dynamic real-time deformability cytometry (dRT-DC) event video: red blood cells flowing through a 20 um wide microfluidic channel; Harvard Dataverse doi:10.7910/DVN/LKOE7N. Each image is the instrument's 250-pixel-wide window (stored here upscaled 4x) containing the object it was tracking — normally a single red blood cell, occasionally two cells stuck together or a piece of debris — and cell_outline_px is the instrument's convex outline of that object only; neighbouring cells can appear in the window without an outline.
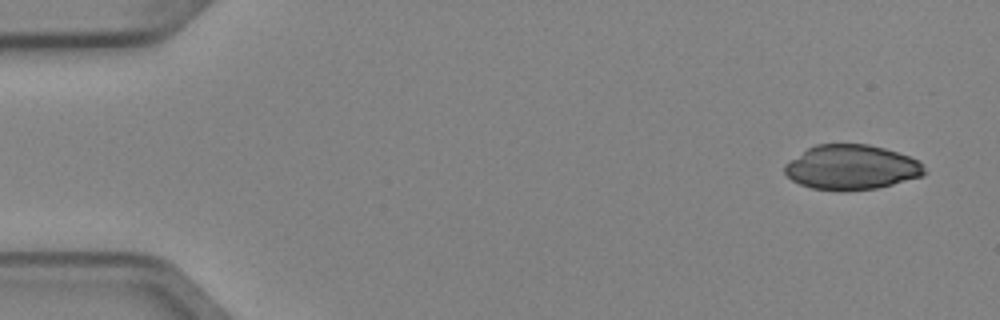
{"species": "Egyptian fruit bat (a non-hibernating species)", "species_latin": "Rousettus aegyptiacus", "temperature_condition": "cold", "stored_images_in_passage": 6, "camera_frame_rate_fps": 3000, "um_per_image_px": 0.085, "animal": {"sex": "female"}, "frame": {"image": 1, "passage_image": 1, "time_ms": 0.0, "image_size_px": [1000, 320], "cell_outline_px": [[924, 176], [876, 188], [844, 192], [812, 188], [800, 184], [792, 180], [784, 172], [784, 164], [808, 148], [816, 144], [868, 144], [884, 148], [908, 156], [916, 160], [924, 168]], "centroid_in_image_um": [72.34, 14.23], "position_along_channel_um": 12.7, "area_um2": 36.36}}